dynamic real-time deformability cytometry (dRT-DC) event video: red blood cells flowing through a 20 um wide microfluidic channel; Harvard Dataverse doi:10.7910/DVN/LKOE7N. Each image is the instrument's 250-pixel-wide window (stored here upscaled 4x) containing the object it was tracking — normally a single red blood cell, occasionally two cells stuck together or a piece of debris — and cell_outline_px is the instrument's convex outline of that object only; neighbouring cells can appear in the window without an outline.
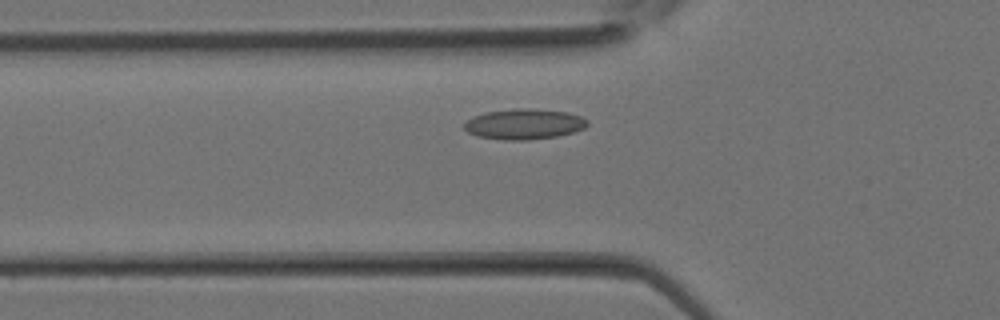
{"species": "Egyptian fruit bat (a non-hibernating species)", "species_latin": "Rousettus aegyptiacus", "temperature_condition": "room temperature", "stored_images_in_passage": 28, "camera_frame_rate_fps": 3000, "um_per_image_px": 0.085, "animal": {"sex": "female"}, "frame": {"image": 1, "passage_image": 6, "time_ms": 1.667, "image_size_px": [1000, 320], "cell_outline_px": [[588, 124], [584, 128], [572, 132], [556, 136], [528, 140], [504, 140], [476, 136], [468, 132], [464, 128], [464, 124], [468, 120], [484, 112], [512, 108], [532, 108], [568, 112], [580, 116], [588, 120]], "centroid_in_image_um": [44.55, 10.54], "position_along_channel_um": 81.3, "area_um2": 21.91}}
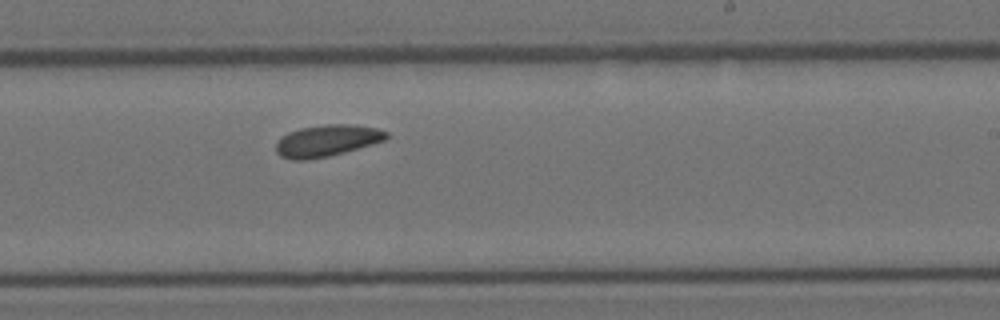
{"frame": {"image": 2, "passage_image": 15, "time_ms": 4.667, "image_size_px": [1000, 320], "cell_outline_px": [[388, 136], [384, 140], [372, 144], [344, 152], [328, 156], [308, 160], [292, 160], [280, 156], [276, 152], [276, 140], [280, 136], [288, 132], [300, 128], [324, 124], [352, 124], [376, 128], [388, 132]], "centroid_in_image_um": [27.74, 11.95], "position_along_channel_um": 261.3, "area_um2": 20.46}}
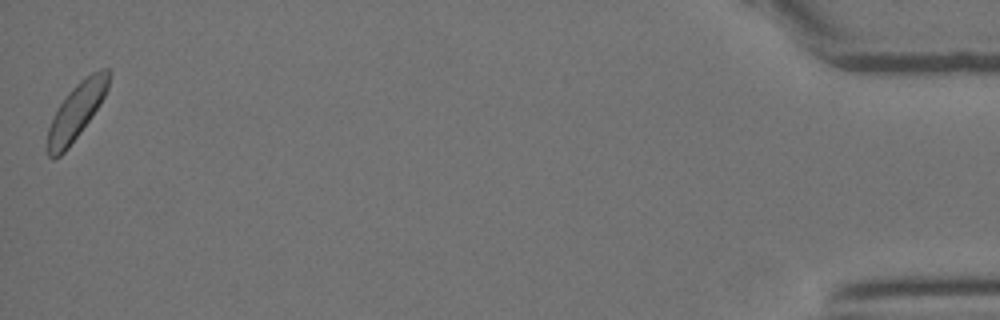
{"frame": {"image": 3, "passage_image": 28, "time_ms": 9.0, "image_size_px": [1000, 320], "cell_outline_px": [[112, 72], [108, 88], [100, 104], [92, 116], [68, 148], [60, 156], [48, 156], [48, 128], [60, 104], [68, 92], [80, 80], [92, 72], [104, 68], [108, 68]], "centroid_in_image_um": [6.54, 9.39], "position_along_channel_um": 428.7, "area_um2": 19.59}}